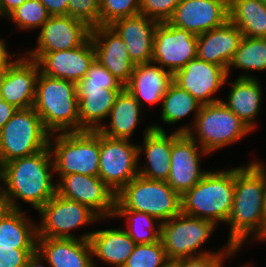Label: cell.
I'll return each instance as SVG.
<instances>
[{"label": "cell", "mask_w": 266, "mask_h": 267, "mask_svg": "<svg viewBox=\"0 0 266 267\" xmlns=\"http://www.w3.org/2000/svg\"><path fill=\"white\" fill-rule=\"evenodd\" d=\"M264 182L262 161L235 168L233 206L227 243L237 250L254 234L256 240L266 241V222L263 213Z\"/></svg>", "instance_id": "1"}, {"label": "cell", "mask_w": 266, "mask_h": 267, "mask_svg": "<svg viewBox=\"0 0 266 267\" xmlns=\"http://www.w3.org/2000/svg\"><path fill=\"white\" fill-rule=\"evenodd\" d=\"M54 162L50 147L33 155L17 158L3 164L2 192L13 209H21L16 199L30 203L37 211L55 194Z\"/></svg>", "instance_id": "2"}, {"label": "cell", "mask_w": 266, "mask_h": 267, "mask_svg": "<svg viewBox=\"0 0 266 267\" xmlns=\"http://www.w3.org/2000/svg\"><path fill=\"white\" fill-rule=\"evenodd\" d=\"M33 108L51 134L79 132L76 83L40 72Z\"/></svg>", "instance_id": "3"}, {"label": "cell", "mask_w": 266, "mask_h": 267, "mask_svg": "<svg viewBox=\"0 0 266 267\" xmlns=\"http://www.w3.org/2000/svg\"><path fill=\"white\" fill-rule=\"evenodd\" d=\"M235 189V167L227 171H208L181 196V212L218 225L227 222Z\"/></svg>", "instance_id": "4"}, {"label": "cell", "mask_w": 266, "mask_h": 267, "mask_svg": "<svg viewBox=\"0 0 266 267\" xmlns=\"http://www.w3.org/2000/svg\"><path fill=\"white\" fill-rule=\"evenodd\" d=\"M55 136V137H54ZM49 147L54 171L59 176L72 173L98 177L100 164V132L52 133Z\"/></svg>", "instance_id": "5"}, {"label": "cell", "mask_w": 266, "mask_h": 267, "mask_svg": "<svg viewBox=\"0 0 266 267\" xmlns=\"http://www.w3.org/2000/svg\"><path fill=\"white\" fill-rule=\"evenodd\" d=\"M193 126V129L191 126L179 127L176 132L187 133L196 142L198 140L199 146L208 154L232 145L252 132L221 100L201 105Z\"/></svg>", "instance_id": "6"}, {"label": "cell", "mask_w": 266, "mask_h": 267, "mask_svg": "<svg viewBox=\"0 0 266 267\" xmlns=\"http://www.w3.org/2000/svg\"><path fill=\"white\" fill-rule=\"evenodd\" d=\"M50 135L33 107L18 109L0 129L2 164L46 149Z\"/></svg>", "instance_id": "7"}, {"label": "cell", "mask_w": 266, "mask_h": 267, "mask_svg": "<svg viewBox=\"0 0 266 267\" xmlns=\"http://www.w3.org/2000/svg\"><path fill=\"white\" fill-rule=\"evenodd\" d=\"M126 209L147 213L161 223L181 212V196L166 181L149 180L137 175L117 195Z\"/></svg>", "instance_id": "8"}, {"label": "cell", "mask_w": 266, "mask_h": 267, "mask_svg": "<svg viewBox=\"0 0 266 267\" xmlns=\"http://www.w3.org/2000/svg\"><path fill=\"white\" fill-rule=\"evenodd\" d=\"M216 227L212 221L182 212L162 222L160 240L169 261L209 254L208 251L198 250L207 242Z\"/></svg>", "instance_id": "9"}, {"label": "cell", "mask_w": 266, "mask_h": 267, "mask_svg": "<svg viewBox=\"0 0 266 267\" xmlns=\"http://www.w3.org/2000/svg\"><path fill=\"white\" fill-rule=\"evenodd\" d=\"M38 213L41 222L37 225V238L89 240L93 231L75 237L71 230L101 219L86 205L63 198L57 193L38 210Z\"/></svg>", "instance_id": "10"}, {"label": "cell", "mask_w": 266, "mask_h": 267, "mask_svg": "<svg viewBox=\"0 0 266 267\" xmlns=\"http://www.w3.org/2000/svg\"><path fill=\"white\" fill-rule=\"evenodd\" d=\"M138 144L129 139L111 138L100 133L98 177L117 195L139 175Z\"/></svg>", "instance_id": "11"}, {"label": "cell", "mask_w": 266, "mask_h": 267, "mask_svg": "<svg viewBox=\"0 0 266 267\" xmlns=\"http://www.w3.org/2000/svg\"><path fill=\"white\" fill-rule=\"evenodd\" d=\"M197 35L169 22L158 23L154 41L152 62L174 74L197 57Z\"/></svg>", "instance_id": "12"}, {"label": "cell", "mask_w": 266, "mask_h": 267, "mask_svg": "<svg viewBox=\"0 0 266 267\" xmlns=\"http://www.w3.org/2000/svg\"><path fill=\"white\" fill-rule=\"evenodd\" d=\"M60 180H56L57 194L86 205L102 220L113 218L116 195L99 177L72 173Z\"/></svg>", "instance_id": "13"}, {"label": "cell", "mask_w": 266, "mask_h": 267, "mask_svg": "<svg viewBox=\"0 0 266 267\" xmlns=\"http://www.w3.org/2000/svg\"><path fill=\"white\" fill-rule=\"evenodd\" d=\"M197 144L187 133H172L171 168L166 182L180 196L208 172L200 168V157L209 154Z\"/></svg>", "instance_id": "14"}, {"label": "cell", "mask_w": 266, "mask_h": 267, "mask_svg": "<svg viewBox=\"0 0 266 267\" xmlns=\"http://www.w3.org/2000/svg\"><path fill=\"white\" fill-rule=\"evenodd\" d=\"M23 56L12 61L8 59L0 70L1 95L16 109L33 107L40 74L38 63Z\"/></svg>", "instance_id": "15"}, {"label": "cell", "mask_w": 266, "mask_h": 267, "mask_svg": "<svg viewBox=\"0 0 266 267\" xmlns=\"http://www.w3.org/2000/svg\"><path fill=\"white\" fill-rule=\"evenodd\" d=\"M91 29L70 15L51 16L40 29L37 47L24 55L36 61L45 52L78 48L90 38Z\"/></svg>", "instance_id": "16"}, {"label": "cell", "mask_w": 266, "mask_h": 267, "mask_svg": "<svg viewBox=\"0 0 266 267\" xmlns=\"http://www.w3.org/2000/svg\"><path fill=\"white\" fill-rule=\"evenodd\" d=\"M227 79L225 68L197 57L173 74V82L188 91L200 105L220 101L219 98H213V94L227 82Z\"/></svg>", "instance_id": "17"}, {"label": "cell", "mask_w": 266, "mask_h": 267, "mask_svg": "<svg viewBox=\"0 0 266 267\" xmlns=\"http://www.w3.org/2000/svg\"><path fill=\"white\" fill-rule=\"evenodd\" d=\"M228 7L229 0H181L168 22L198 36L229 21Z\"/></svg>", "instance_id": "18"}, {"label": "cell", "mask_w": 266, "mask_h": 267, "mask_svg": "<svg viewBox=\"0 0 266 267\" xmlns=\"http://www.w3.org/2000/svg\"><path fill=\"white\" fill-rule=\"evenodd\" d=\"M95 59V49L89 38L82 46L70 50L43 53L36 62L44 75L78 83Z\"/></svg>", "instance_id": "19"}, {"label": "cell", "mask_w": 266, "mask_h": 267, "mask_svg": "<svg viewBox=\"0 0 266 267\" xmlns=\"http://www.w3.org/2000/svg\"><path fill=\"white\" fill-rule=\"evenodd\" d=\"M90 39L95 49V59L126 86L135 64L129 57L125 42L110 25L92 28Z\"/></svg>", "instance_id": "20"}, {"label": "cell", "mask_w": 266, "mask_h": 267, "mask_svg": "<svg viewBox=\"0 0 266 267\" xmlns=\"http://www.w3.org/2000/svg\"><path fill=\"white\" fill-rule=\"evenodd\" d=\"M143 134L144 143L138 146V157L144 153L148 164L138 166L139 175L149 180L167 181L171 168L172 134L168 135L160 125L147 127Z\"/></svg>", "instance_id": "21"}, {"label": "cell", "mask_w": 266, "mask_h": 267, "mask_svg": "<svg viewBox=\"0 0 266 267\" xmlns=\"http://www.w3.org/2000/svg\"><path fill=\"white\" fill-rule=\"evenodd\" d=\"M158 22L137 14L115 20L110 26L127 45L131 61L142 64L152 61L153 41Z\"/></svg>", "instance_id": "22"}, {"label": "cell", "mask_w": 266, "mask_h": 267, "mask_svg": "<svg viewBox=\"0 0 266 267\" xmlns=\"http://www.w3.org/2000/svg\"><path fill=\"white\" fill-rule=\"evenodd\" d=\"M36 250L50 267H97L89 240L37 238Z\"/></svg>", "instance_id": "23"}, {"label": "cell", "mask_w": 266, "mask_h": 267, "mask_svg": "<svg viewBox=\"0 0 266 267\" xmlns=\"http://www.w3.org/2000/svg\"><path fill=\"white\" fill-rule=\"evenodd\" d=\"M243 37L239 28L227 21L224 25L197 36V58L227 70Z\"/></svg>", "instance_id": "24"}, {"label": "cell", "mask_w": 266, "mask_h": 267, "mask_svg": "<svg viewBox=\"0 0 266 267\" xmlns=\"http://www.w3.org/2000/svg\"><path fill=\"white\" fill-rule=\"evenodd\" d=\"M172 82L173 74L151 61L135 64L130 81L125 88L141 106L144 102L153 105L162 102Z\"/></svg>", "instance_id": "25"}, {"label": "cell", "mask_w": 266, "mask_h": 267, "mask_svg": "<svg viewBox=\"0 0 266 267\" xmlns=\"http://www.w3.org/2000/svg\"><path fill=\"white\" fill-rule=\"evenodd\" d=\"M122 90L77 87L79 132L99 130L102 126V119L109 116L115 99Z\"/></svg>", "instance_id": "26"}, {"label": "cell", "mask_w": 266, "mask_h": 267, "mask_svg": "<svg viewBox=\"0 0 266 267\" xmlns=\"http://www.w3.org/2000/svg\"><path fill=\"white\" fill-rule=\"evenodd\" d=\"M230 89L227 100L221 102L254 131L263 94L258 79L250 74H240Z\"/></svg>", "instance_id": "27"}, {"label": "cell", "mask_w": 266, "mask_h": 267, "mask_svg": "<svg viewBox=\"0 0 266 267\" xmlns=\"http://www.w3.org/2000/svg\"><path fill=\"white\" fill-rule=\"evenodd\" d=\"M92 256L108 265L123 267L136 243L124 229H100L89 237Z\"/></svg>", "instance_id": "28"}, {"label": "cell", "mask_w": 266, "mask_h": 267, "mask_svg": "<svg viewBox=\"0 0 266 267\" xmlns=\"http://www.w3.org/2000/svg\"><path fill=\"white\" fill-rule=\"evenodd\" d=\"M142 106L124 88L116 97L114 105L112 106L109 118L110 124H103L98 130L101 134L119 139H129L133 135L134 130L137 129L138 123L141 121L140 116Z\"/></svg>", "instance_id": "29"}, {"label": "cell", "mask_w": 266, "mask_h": 267, "mask_svg": "<svg viewBox=\"0 0 266 267\" xmlns=\"http://www.w3.org/2000/svg\"><path fill=\"white\" fill-rule=\"evenodd\" d=\"M229 21L243 36L266 38V4L262 0H229Z\"/></svg>", "instance_id": "30"}, {"label": "cell", "mask_w": 266, "mask_h": 267, "mask_svg": "<svg viewBox=\"0 0 266 267\" xmlns=\"http://www.w3.org/2000/svg\"><path fill=\"white\" fill-rule=\"evenodd\" d=\"M24 210L13 209L0 222V246L14 249L37 248V224L25 217Z\"/></svg>", "instance_id": "31"}, {"label": "cell", "mask_w": 266, "mask_h": 267, "mask_svg": "<svg viewBox=\"0 0 266 267\" xmlns=\"http://www.w3.org/2000/svg\"><path fill=\"white\" fill-rule=\"evenodd\" d=\"M118 217L127 218V229L125 231L136 244H148L160 240L161 222L154 216L143 212L126 210L116 200L113 218Z\"/></svg>", "instance_id": "32"}, {"label": "cell", "mask_w": 266, "mask_h": 267, "mask_svg": "<svg viewBox=\"0 0 266 267\" xmlns=\"http://www.w3.org/2000/svg\"><path fill=\"white\" fill-rule=\"evenodd\" d=\"M161 120L167 124H175L188 116L192 111L195 113L194 121L199 113L201 105L186 90L172 82L161 102Z\"/></svg>", "instance_id": "33"}, {"label": "cell", "mask_w": 266, "mask_h": 267, "mask_svg": "<svg viewBox=\"0 0 266 267\" xmlns=\"http://www.w3.org/2000/svg\"><path fill=\"white\" fill-rule=\"evenodd\" d=\"M232 67L246 71H265L266 38H249L244 36L227 67L228 76Z\"/></svg>", "instance_id": "34"}, {"label": "cell", "mask_w": 266, "mask_h": 267, "mask_svg": "<svg viewBox=\"0 0 266 267\" xmlns=\"http://www.w3.org/2000/svg\"><path fill=\"white\" fill-rule=\"evenodd\" d=\"M51 17L40 0H26L6 18L13 21L21 30L40 28Z\"/></svg>", "instance_id": "35"}, {"label": "cell", "mask_w": 266, "mask_h": 267, "mask_svg": "<svg viewBox=\"0 0 266 267\" xmlns=\"http://www.w3.org/2000/svg\"><path fill=\"white\" fill-rule=\"evenodd\" d=\"M169 259L161 240L148 244H136L123 267H162Z\"/></svg>", "instance_id": "36"}, {"label": "cell", "mask_w": 266, "mask_h": 267, "mask_svg": "<svg viewBox=\"0 0 266 267\" xmlns=\"http://www.w3.org/2000/svg\"><path fill=\"white\" fill-rule=\"evenodd\" d=\"M100 25H111L115 20L140 13V0H99Z\"/></svg>", "instance_id": "37"}, {"label": "cell", "mask_w": 266, "mask_h": 267, "mask_svg": "<svg viewBox=\"0 0 266 267\" xmlns=\"http://www.w3.org/2000/svg\"><path fill=\"white\" fill-rule=\"evenodd\" d=\"M76 87H102L105 89L125 88V86L96 59L91 63L86 75L76 84Z\"/></svg>", "instance_id": "38"}, {"label": "cell", "mask_w": 266, "mask_h": 267, "mask_svg": "<svg viewBox=\"0 0 266 267\" xmlns=\"http://www.w3.org/2000/svg\"><path fill=\"white\" fill-rule=\"evenodd\" d=\"M68 15L83 21L90 28L100 26V1L69 0Z\"/></svg>", "instance_id": "39"}, {"label": "cell", "mask_w": 266, "mask_h": 267, "mask_svg": "<svg viewBox=\"0 0 266 267\" xmlns=\"http://www.w3.org/2000/svg\"><path fill=\"white\" fill-rule=\"evenodd\" d=\"M237 251L236 248L226 243V247H223L222 251H215L214 253L210 251L206 255L183 258L175 262L177 267H223L224 260L235 255Z\"/></svg>", "instance_id": "40"}, {"label": "cell", "mask_w": 266, "mask_h": 267, "mask_svg": "<svg viewBox=\"0 0 266 267\" xmlns=\"http://www.w3.org/2000/svg\"><path fill=\"white\" fill-rule=\"evenodd\" d=\"M181 0H140V13L158 22H168Z\"/></svg>", "instance_id": "41"}, {"label": "cell", "mask_w": 266, "mask_h": 267, "mask_svg": "<svg viewBox=\"0 0 266 267\" xmlns=\"http://www.w3.org/2000/svg\"><path fill=\"white\" fill-rule=\"evenodd\" d=\"M36 249H14L0 246V267H25Z\"/></svg>", "instance_id": "42"}, {"label": "cell", "mask_w": 266, "mask_h": 267, "mask_svg": "<svg viewBox=\"0 0 266 267\" xmlns=\"http://www.w3.org/2000/svg\"><path fill=\"white\" fill-rule=\"evenodd\" d=\"M51 16L68 15L69 0H40Z\"/></svg>", "instance_id": "43"}, {"label": "cell", "mask_w": 266, "mask_h": 267, "mask_svg": "<svg viewBox=\"0 0 266 267\" xmlns=\"http://www.w3.org/2000/svg\"><path fill=\"white\" fill-rule=\"evenodd\" d=\"M17 110L13 105L4 101L0 92V129L12 118Z\"/></svg>", "instance_id": "44"}, {"label": "cell", "mask_w": 266, "mask_h": 267, "mask_svg": "<svg viewBox=\"0 0 266 267\" xmlns=\"http://www.w3.org/2000/svg\"><path fill=\"white\" fill-rule=\"evenodd\" d=\"M26 0H0V16L7 17L14 9L21 6Z\"/></svg>", "instance_id": "45"}, {"label": "cell", "mask_w": 266, "mask_h": 267, "mask_svg": "<svg viewBox=\"0 0 266 267\" xmlns=\"http://www.w3.org/2000/svg\"><path fill=\"white\" fill-rule=\"evenodd\" d=\"M13 210L9 199L0 191V222Z\"/></svg>", "instance_id": "46"}, {"label": "cell", "mask_w": 266, "mask_h": 267, "mask_svg": "<svg viewBox=\"0 0 266 267\" xmlns=\"http://www.w3.org/2000/svg\"><path fill=\"white\" fill-rule=\"evenodd\" d=\"M43 257L41 254L36 250L28 259L27 264L25 267H45L41 264Z\"/></svg>", "instance_id": "47"}, {"label": "cell", "mask_w": 266, "mask_h": 267, "mask_svg": "<svg viewBox=\"0 0 266 267\" xmlns=\"http://www.w3.org/2000/svg\"><path fill=\"white\" fill-rule=\"evenodd\" d=\"M6 43L4 42L3 39H0V70L3 66V64L9 59V58H12V57H15L16 54H12L10 56L9 52L7 51V48H6Z\"/></svg>", "instance_id": "48"}, {"label": "cell", "mask_w": 266, "mask_h": 267, "mask_svg": "<svg viewBox=\"0 0 266 267\" xmlns=\"http://www.w3.org/2000/svg\"><path fill=\"white\" fill-rule=\"evenodd\" d=\"M263 182H264L263 213H264V221L266 222V166L264 164H263Z\"/></svg>", "instance_id": "49"}, {"label": "cell", "mask_w": 266, "mask_h": 267, "mask_svg": "<svg viewBox=\"0 0 266 267\" xmlns=\"http://www.w3.org/2000/svg\"><path fill=\"white\" fill-rule=\"evenodd\" d=\"M3 181V164H2V161L0 159V182ZM3 184H0V191L2 190V186Z\"/></svg>", "instance_id": "50"}, {"label": "cell", "mask_w": 266, "mask_h": 267, "mask_svg": "<svg viewBox=\"0 0 266 267\" xmlns=\"http://www.w3.org/2000/svg\"><path fill=\"white\" fill-rule=\"evenodd\" d=\"M162 267H177V264L175 261H169Z\"/></svg>", "instance_id": "51"}]
</instances>
